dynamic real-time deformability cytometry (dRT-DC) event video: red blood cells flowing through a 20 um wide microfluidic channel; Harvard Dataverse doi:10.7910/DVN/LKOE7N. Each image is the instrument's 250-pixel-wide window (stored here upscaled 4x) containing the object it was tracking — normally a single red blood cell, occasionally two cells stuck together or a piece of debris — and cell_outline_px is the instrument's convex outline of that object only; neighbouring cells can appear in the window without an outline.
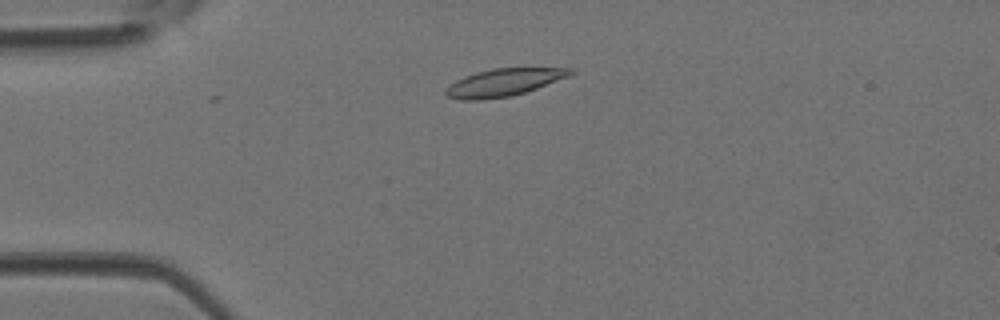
{"species": "Egyptian fruit bat (a non-hibernating species)", "species_latin": "Rousettus aegyptiacus", "temperature_condition": "room temperature", "stored_images_in_passage": 4, "camera_frame_rate_fps": 3000, "um_per_image_px": 0.085, "animal": {"sex": "female"}, "frame": {"image": 1, "passage_image": 2, "time_ms": 0.333, "image_size_px": [1000, 320], "cell_outline_px": [[576, 72], [568, 76], [536, 88], [512, 96], [480, 100], [460, 100], [448, 96], [444, 92], [456, 80], [464, 76], [476, 72], [492, 68], [572, 68]], "centroid_in_image_um": [42.81, 7.0], "position_along_channel_um": 42.2, "area_um2": 19.71}}
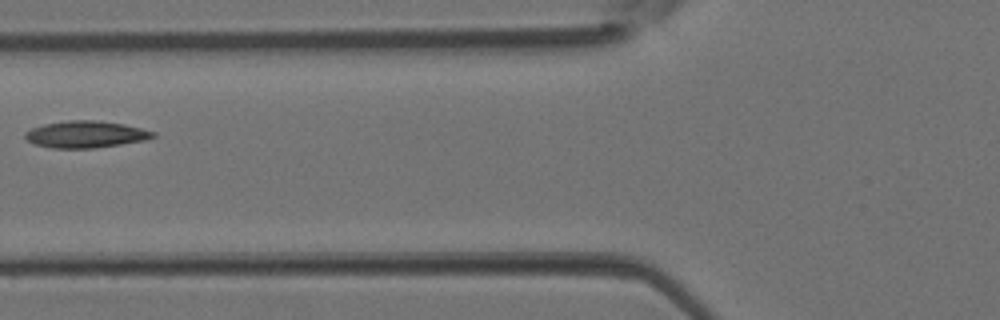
{"frame": {"image": 2, "passage_image": 4, "time_ms": 1.0, "image_size_px": [1000, 320], "cell_outline_px": [[156, 136], [144, 140], [120, 144], [92, 148], [52, 148], [32, 144], [24, 136], [24, 132], [32, 128], [44, 124], [68, 120], [96, 120], [124, 124], [156, 132]], "centroid_in_image_um": [7.25, 11.42], "position_along_channel_um": 118.5, "area_um2": 19.94}}